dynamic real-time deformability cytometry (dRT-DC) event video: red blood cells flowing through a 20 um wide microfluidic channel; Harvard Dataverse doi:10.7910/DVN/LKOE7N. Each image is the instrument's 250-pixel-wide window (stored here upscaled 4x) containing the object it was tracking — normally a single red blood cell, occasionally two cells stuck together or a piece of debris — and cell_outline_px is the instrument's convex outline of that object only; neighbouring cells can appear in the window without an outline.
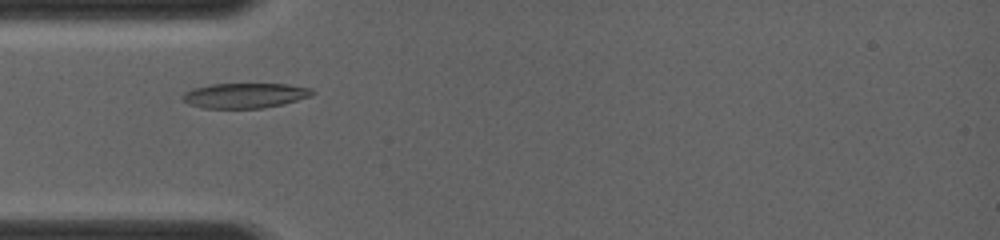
{"species": "common noctule bat (a hibernating species)", "species_latin": "Nyctalus noctula", "temperature_condition": "room temperature", "stored_images_in_passage": 7, "camera_frame_rate_fps": 4000, "um_per_image_px": 0.085, "animal": {"sex": "female", "body_mass_g": 19.0, "forearm_length_mm": 56.7}, "frame": {"image": 1, "passage_image": 5, "time_ms": 1.75, "image_size_px": [1000, 240], "cell_outline_px": [[316, 92], [312, 96], [264, 108], [204, 108], [188, 104], [180, 96], [184, 92], [192, 88], [212, 84], [288, 84], [312, 88]], "centroid_in_image_um": [20.81, 8.11], "position_along_channel_um": 64.2, "area_um2": 18.96}}
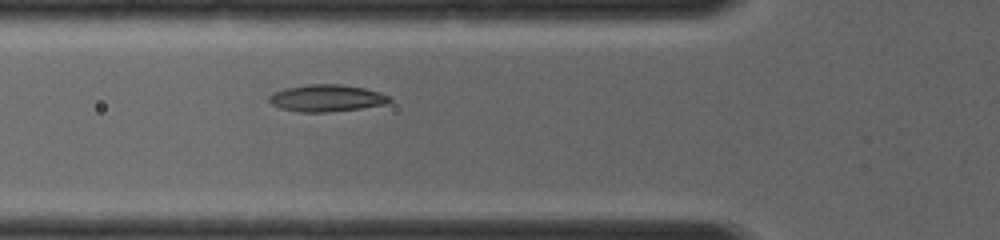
{"frame": {"image": 2, "passage_image": 7, "time_ms": 2.5, "image_size_px": [1000, 240], "cell_outline_px": [[392, 100], [388, 104], [360, 108], [328, 112], [300, 112], [280, 108], [272, 104], [268, 100], [268, 96], [272, 92], [284, 88], [308, 84], [340, 84], [364, 88], [380, 92], [388, 96]], "centroid_in_image_um": [27.74, 8.33], "position_along_channel_um": 98.1, "area_um2": 19.02}}